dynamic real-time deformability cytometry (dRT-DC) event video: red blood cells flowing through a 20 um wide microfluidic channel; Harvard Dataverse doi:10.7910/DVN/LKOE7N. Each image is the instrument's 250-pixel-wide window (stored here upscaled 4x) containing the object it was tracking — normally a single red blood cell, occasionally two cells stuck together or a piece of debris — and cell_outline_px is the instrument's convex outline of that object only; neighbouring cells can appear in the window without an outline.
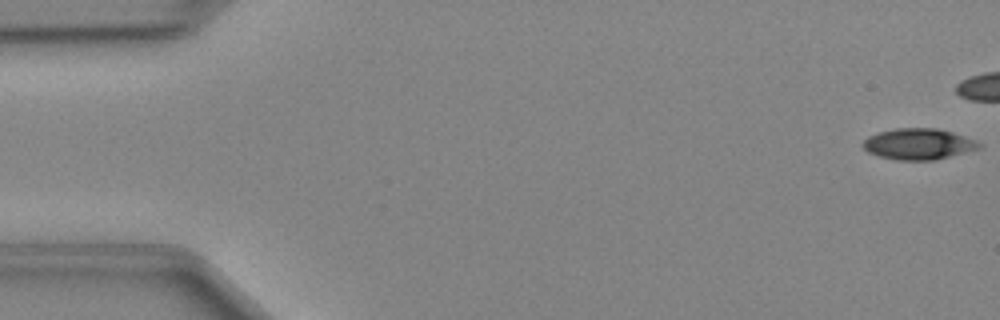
{"species": "Egyptian fruit bat (a non-hibernating species)", "species_latin": "Rousettus aegyptiacus", "temperature_condition": "cold", "stored_images_in_passage": 38, "camera_frame_rate_fps": 3000, "um_per_image_px": 0.085, "animal": {"sex": "female"}, "frame": {"image": 1, "passage_image": 1, "time_ms": 0.0, "image_size_px": [1000, 320], "cell_outline_px": [[984, 144], [980, 148], [936, 160], [896, 160], [880, 156], [868, 152], [860, 144], [868, 136], [876, 132], [896, 128], [936, 128], [952, 132], [976, 140]], "centroid_in_image_um": [78.06, 12.24], "position_along_channel_um": 6.9, "area_um2": 21.15}}
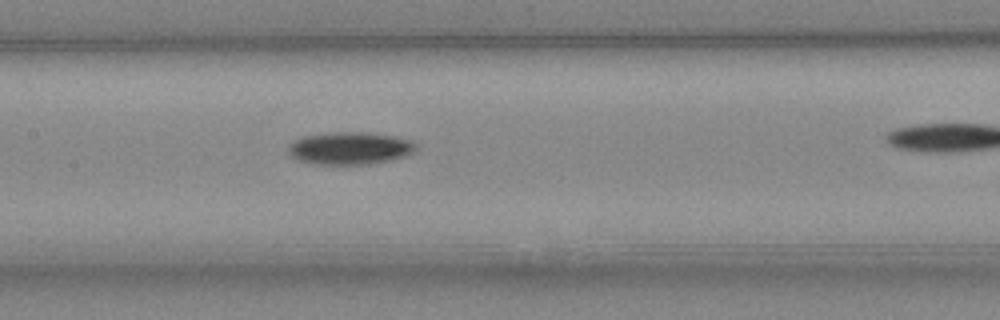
{"frame": {"image": 2, "passage_image": 23, "time_ms": 7.333, "image_size_px": [1000, 320], "cell_outline_px": [[416, 148], [412, 152], [404, 156], [392, 160], [368, 164], [312, 164], [300, 160], [292, 156], [288, 152], [288, 144], [292, 140], [300, 136], [332, 132], [368, 132], [396, 136], [408, 140], [416, 144]], "centroid_in_image_um": [29.69, 12.59], "position_along_channel_um": 177.7, "area_um2": 24.33}}
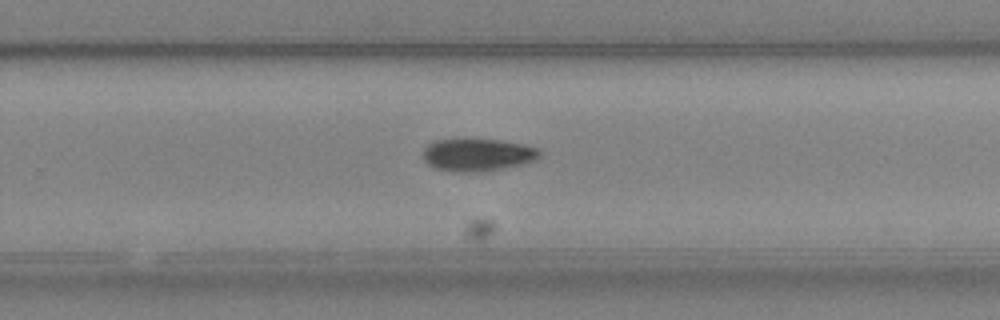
{"frame": {"image": 3, "passage_image": 31, "time_ms": 10.0, "image_size_px": [1000, 320], "cell_outline_px": [[540, 156], [536, 160], [524, 164], [484, 172], [460, 172], [436, 168], [428, 164], [424, 160], [424, 148], [428, 144], [436, 140], [452, 136], [500, 140], [524, 144], [540, 148]], "centroid_in_image_um": [40.6, 13.11], "position_along_channel_um": 289.2, "area_um2": 23.0}}